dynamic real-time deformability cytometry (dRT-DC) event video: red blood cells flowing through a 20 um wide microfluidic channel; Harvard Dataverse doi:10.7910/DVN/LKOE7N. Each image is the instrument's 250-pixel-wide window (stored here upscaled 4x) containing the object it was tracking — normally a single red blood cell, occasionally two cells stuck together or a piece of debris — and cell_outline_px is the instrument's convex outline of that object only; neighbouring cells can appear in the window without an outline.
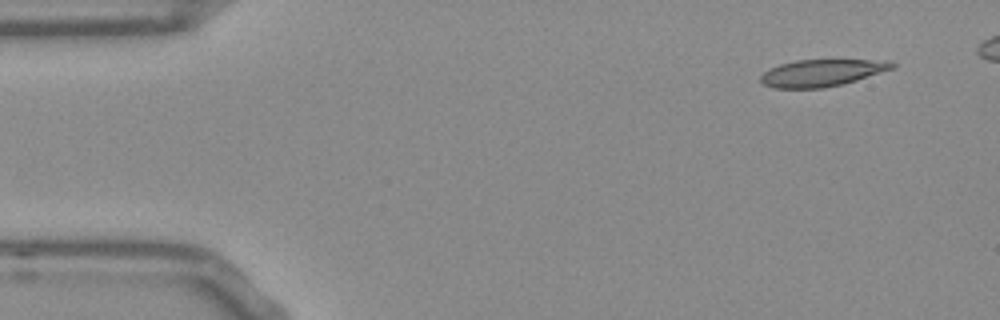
{"species": "Egyptian fruit bat (a non-hibernating species)", "species_latin": "Rousettus aegyptiacus", "temperature_condition": "room temperature", "stored_images_in_passage": 45, "camera_frame_rate_fps": 3000, "um_per_image_px": 0.085, "frame": {"image": 1, "passage_image": 1, "time_ms": 0.0, "image_size_px": [1000, 320], "cell_outline_px": [[896, 68], [856, 80], [824, 88], [772, 88], [764, 84], [760, 80], [760, 76], [768, 68], [780, 64], [796, 60], [884, 60], [896, 64]], "centroid_in_image_um": [69.84, 6.19], "position_along_channel_um": 15.2, "area_um2": 20.63}}
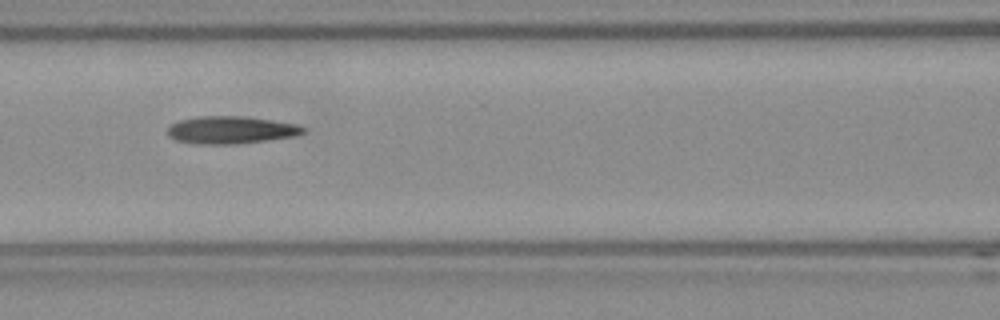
{"frame": {"image": 2, "passage_image": 19, "time_ms": 6.0, "image_size_px": [1000, 320], "cell_outline_px": [[308, 128], [304, 132], [296, 136], [236, 144], [192, 144], [176, 140], [168, 136], [168, 124], [180, 120], [200, 116], [244, 116], [272, 120], [296, 124]], "centroid_in_image_um": [19.61, 11.05], "position_along_channel_um": 147.0, "area_um2": 21.91}}
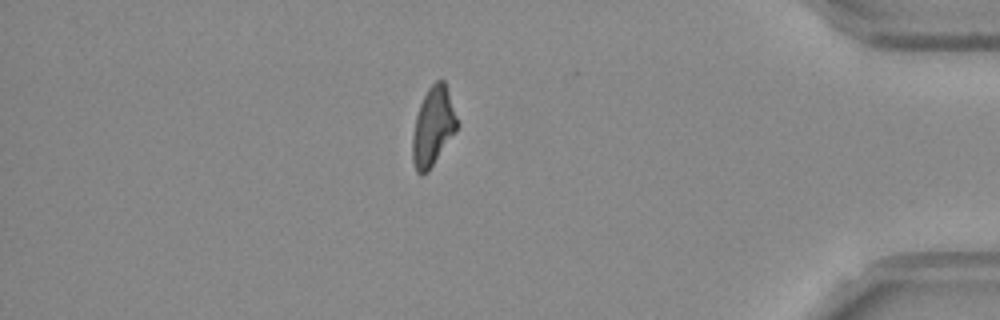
{"frame": {"image": 3, "passage_image": 42, "time_ms": 13.667, "image_size_px": [1000, 320], "cell_outline_px": [[460, 124], [456, 132], [428, 172], [420, 176], [416, 172], [412, 160], [412, 136], [416, 116], [420, 104], [428, 88], [436, 80], [444, 80]], "centroid_in_image_um": [36.82, 10.79], "position_along_channel_um": 398.4, "area_um2": 20.69}, "authors_computed_cell_mechanics": {"area_um2": 21.2704, "velocity_mm_per_s": 3.8062, "shape_relaxation_time_tau1_ms": null, "shape_relaxation_time_tau2_ms": 5.6724, "deformation_change_tau1": null, "deformation_change_tau2": 0.1705}}